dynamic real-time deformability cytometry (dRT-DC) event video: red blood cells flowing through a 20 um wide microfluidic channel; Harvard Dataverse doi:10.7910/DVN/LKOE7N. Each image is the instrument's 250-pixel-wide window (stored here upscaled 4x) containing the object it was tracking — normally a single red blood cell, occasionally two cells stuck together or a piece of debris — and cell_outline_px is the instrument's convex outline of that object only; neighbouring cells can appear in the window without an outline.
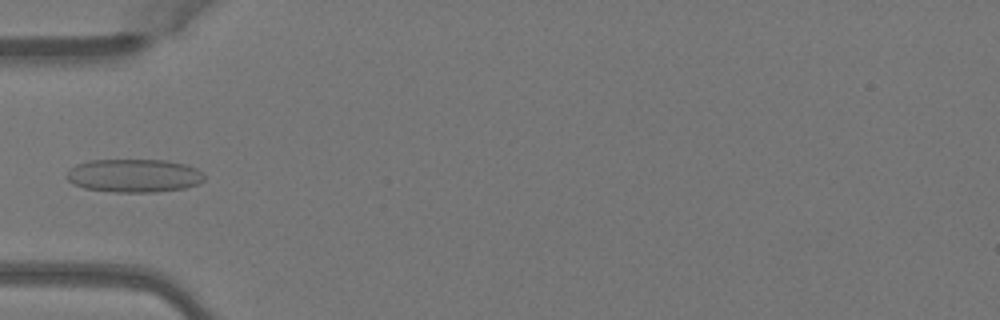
{"species": "Egyptian fruit bat (a non-hibernating species)", "species_latin": "Rousettus aegyptiacus", "temperature_condition": "warm", "stored_images_in_passage": 35, "camera_frame_rate_fps": 3000, "um_per_image_px": 0.085, "animal": {"sex": "female"}, "frame": {"image": 1, "passage_image": 1, "time_ms": 0.0, "image_size_px": [1000, 320], "cell_outline_px": [[204, 180], [196, 184], [184, 188], [156, 192], [112, 192], [84, 188], [72, 184], [64, 176], [76, 164], [88, 160], [168, 160], [184, 164], [196, 168], [204, 176]], "centroid_in_image_um": [11.35, 14.93], "position_along_channel_um": 73.6, "area_um2": 26.76}}
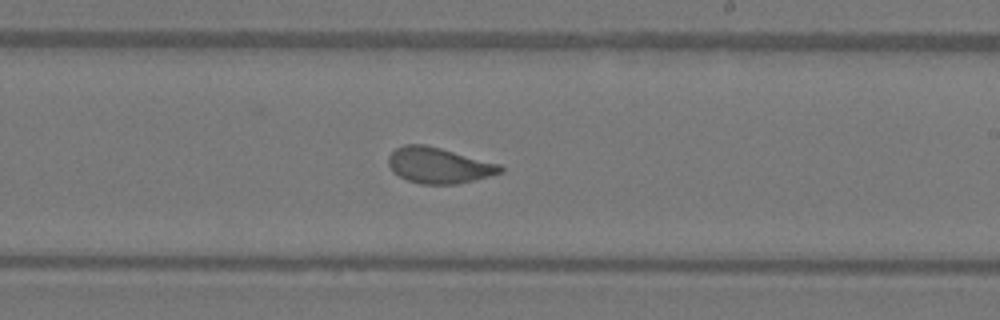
{"frame": {"image": 2, "passage_image": 14, "time_ms": 4.333, "image_size_px": [1000, 320], "cell_outline_px": [[504, 172], [456, 184], [420, 184], [408, 180], [392, 172], [388, 164], [388, 156], [396, 148], [404, 144], [424, 144], [440, 148], [500, 164], [504, 168]], "centroid_in_image_um": [37.28, 14.05], "position_along_channel_um": 251.7, "area_um2": 23.24}}
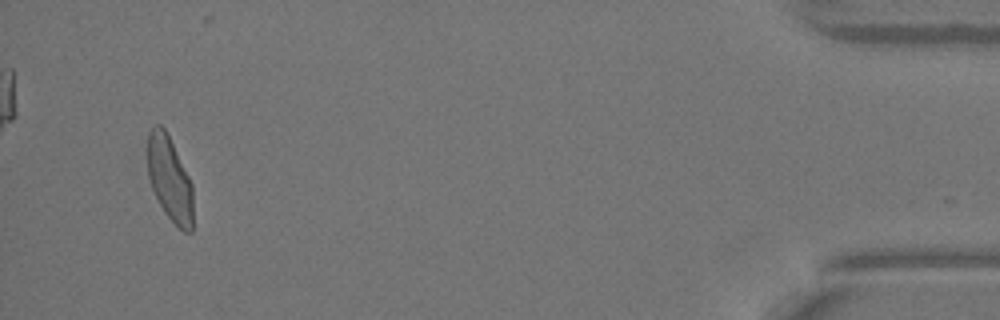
{"frame": {"image": 3, "passage_image": 32, "time_ms": 10.333, "image_size_px": [1000, 320], "cell_outline_px": [[192, 232], [184, 232], [168, 216], [160, 204], [152, 188], [148, 176], [148, 132], [156, 124], [160, 124], [164, 128], [192, 184]], "centroid_in_image_um": [14.41, 15.2], "position_along_channel_um": 420.8, "area_um2": 21.85}}